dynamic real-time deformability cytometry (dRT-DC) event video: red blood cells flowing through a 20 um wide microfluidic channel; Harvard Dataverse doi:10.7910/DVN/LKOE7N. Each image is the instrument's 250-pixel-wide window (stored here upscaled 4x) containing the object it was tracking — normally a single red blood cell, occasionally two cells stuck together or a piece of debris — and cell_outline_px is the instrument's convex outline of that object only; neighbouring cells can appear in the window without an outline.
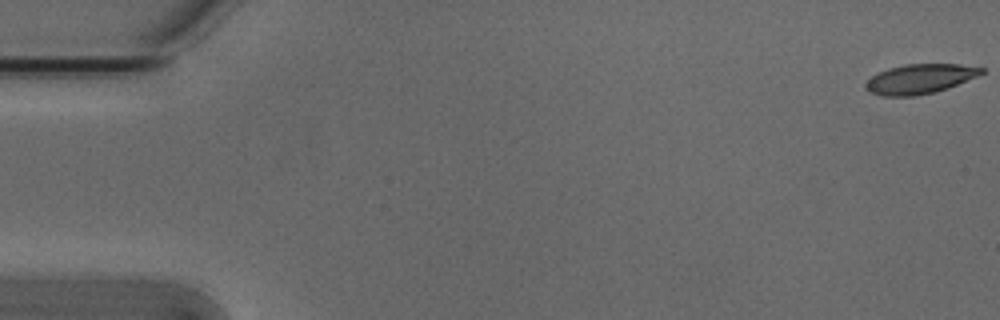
{"species": "Egyptian fruit bat (a non-hibernating species)", "species_latin": "Rousettus aegyptiacus", "temperature_condition": "cold", "stored_images_in_passage": 4, "camera_frame_rate_fps": 3000, "um_per_image_px": 0.085, "animal": {"sex": "male"}, "frame": {"image": 1, "passage_image": 1, "time_ms": 0.0, "image_size_px": [1000, 320], "cell_outline_px": [[984, 72], [976, 76], [936, 92], [916, 96], [880, 96], [868, 92], [864, 88], [864, 84], [872, 76], [888, 68], [904, 64], [960, 64], [984, 68]], "centroid_in_image_um": [78.13, 6.71], "position_along_channel_um": 6.9, "area_um2": 19.94}}